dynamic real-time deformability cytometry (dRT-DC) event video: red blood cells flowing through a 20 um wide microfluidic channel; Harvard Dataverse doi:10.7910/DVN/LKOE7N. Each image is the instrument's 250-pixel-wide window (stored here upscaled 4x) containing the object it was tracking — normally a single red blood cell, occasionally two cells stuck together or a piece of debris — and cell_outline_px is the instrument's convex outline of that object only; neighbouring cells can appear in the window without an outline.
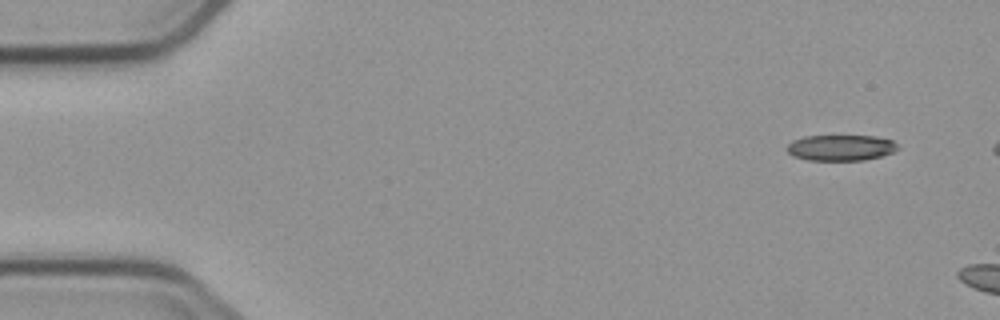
{"species": "common noctule bat (a hibernating species)", "species_latin": "Nyctalus noctula", "temperature_condition": "cold", "stored_images_in_passage": 3, "camera_frame_rate_fps": 3000, "um_per_image_px": 0.085, "animal": {"sex": "male", "body_mass_g": 23.1, "forearm_length_mm": 52.7}, "frame": {"image": 1, "passage_image": 1, "time_ms": 0.0, "image_size_px": [1000, 320], "cell_outline_px": [[900, 148], [892, 152], [880, 156], [864, 160], [808, 160], [792, 156], [784, 148], [792, 140], [804, 136], [876, 136], [892, 140]], "centroid_in_image_um": [71.42, 12.55], "position_along_channel_um": 13.6, "area_um2": 16.76}}